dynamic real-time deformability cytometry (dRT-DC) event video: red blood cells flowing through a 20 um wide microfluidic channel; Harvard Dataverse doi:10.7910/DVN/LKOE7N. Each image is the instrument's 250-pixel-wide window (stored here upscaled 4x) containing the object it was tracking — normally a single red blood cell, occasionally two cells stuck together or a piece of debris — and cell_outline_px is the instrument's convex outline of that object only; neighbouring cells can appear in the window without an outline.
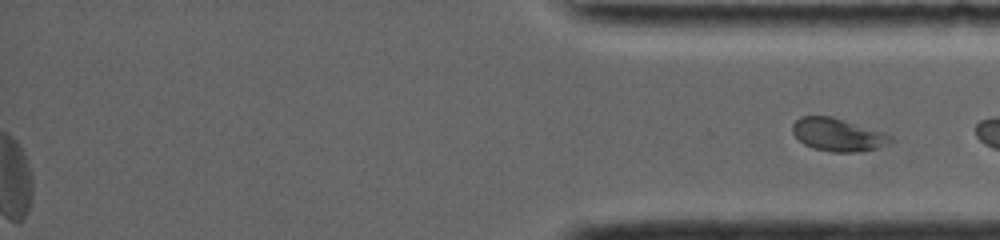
{"species": "common noctule bat (a hibernating species)", "species_latin": "Nyctalus noctula", "temperature_condition": "room temperature", "stored_images_in_passage": 50, "segment_of_instrument_passage": [2, 2], "camera_frame_rate_fps": 4000, "um_per_image_px": 0.085, "animal": {"sex": "female", "body_mass_g": 19.0, "forearm_length_mm": 56.7}, "frame": {"image": 1, "passage_image": 50, "time_ms": 16.5, "image_size_px": [1000, 240], "cell_outline_px": [[896, 140], [888, 144], [876, 148], [860, 152], [832, 152], [812, 148], [804, 144], [792, 132], [792, 124], [800, 116], [832, 116], [884, 132], [892, 136]], "centroid_in_image_um": [71.24, 11.45], "position_along_channel_um": 364.0, "area_um2": 18.96}}